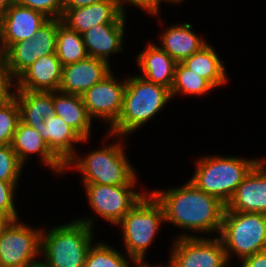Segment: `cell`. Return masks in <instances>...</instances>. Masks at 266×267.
Returning a JSON list of instances; mask_svg holds the SVG:
<instances>
[{
	"instance_id": "obj_7",
	"label": "cell",
	"mask_w": 266,
	"mask_h": 267,
	"mask_svg": "<svg viewBox=\"0 0 266 267\" xmlns=\"http://www.w3.org/2000/svg\"><path fill=\"white\" fill-rule=\"evenodd\" d=\"M162 222H165L163 206L151 192H146L117 224L122 229L126 255L133 260H144Z\"/></svg>"
},
{
	"instance_id": "obj_15",
	"label": "cell",
	"mask_w": 266,
	"mask_h": 267,
	"mask_svg": "<svg viewBox=\"0 0 266 267\" xmlns=\"http://www.w3.org/2000/svg\"><path fill=\"white\" fill-rule=\"evenodd\" d=\"M109 63L92 57L62 67L60 92L82 96L112 70Z\"/></svg>"
},
{
	"instance_id": "obj_30",
	"label": "cell",
	"mask_w": 266,
	"mask_h": 267,
	"mask_svg": "<svg viewBox=\"0 0 266 267\" xmlns=\"http://www.w3.org/2000/svg\"><path fill=\"white\" fill-rule=\"evenodd\" d=\"M23 168L12 146L0 144V180L18 183Z\"/></svg>"
},
{
	"instance_id": "obj_9",
	"label": "cell",
	"mask_w": 266,
	"mask_h": 267,
	"mask_svg": "<svg viewBox=\"0 0 266 267\" xmlns=\"http://www.w3.org/2000/svg\"><path fill=\"white\" fill-rule=\"evenodd\" d=\"M166 267H225L228 265L222 240L182 234L174 238Z\"/></svg>"
},
{
	"instance_id": "obj_35",
	"label": "cell",
	"mask_w": 266,
	"mask_h": 267,
	"mask_svg": "<svg viewBox=\"0 0 266 267\" xmlns=\"http://www.w3.org/2000/svg\"><path fill=\"white\" fill-rule=\"evenodd\" d=\"M125 1V2H124ZM118 3L123 11L124 9V3H130V5L137 6L138 8L147 11V14L153 15V0H118Z\"/></svg>"
},
{
	"instance_id": "obj_4",
	"label": "cell",
	"mask_w": 266,
	"mask_h": 267,
	"mask_svg": "<svg viewBox=\"0 0 266 267\" xmlns=\"http://www.w3.org/2000/svg\"><path fill=\"white\" fill-rule=\"evenodd\" d=\"M120 142L106 145L100 149L80 157L73 156L66 164V169L70 166L79 170L82 174L83 183H93L101 185H135L137 182V172L123 152L121 144L123 137L118 136ZM133 167V168H132Z\"/></svg>"
},
{
	"instance_id": "obj_14",
	"label": "cell",
	"mask_w": 266,
	"mask_h": 267,
	"mask_svg": "<svg viewBox=\"0 0 266 267\" xmlns=\"http://www.w3.org/2000/svg\"><path fill=\"white\" fill-rule=\"evenodd\" d=\"M266 160L251 169L239 184L225 210L266 214Z\"/></svg>"
},
{
	"instance_id": "obj_33",
	"label": "cell",
	"mask_w": 266,
	"mask_h": 267,
	"mask_svg": "<svg viewBox=\"0 0 266 267\" xmlns=\"http://www.w3.org/2000/svg\"><path fill=\"white\" fill-rule=\"evenodd\" d=\"M9 72V66L5 54L0 57V91H10V88L15 86L16 82Z\"/></svg>"
},
{
	"instance_id": "obj_8",
	"label": "cell",
	"mask_w": 266,
	"mask_h": 267,
	"mask_svg": "<svg viewBox=\"0 0 266 267\" xmlns=\"http://www.w3.org/2000/svg\"><path fill=\"white\" fill-rule=\"evenodd\" d=\"M17 219L0 235V267H36L41 255V229ZM35 259V260H34Z\"/></svg>"
},
{
	"instance_id": "obj_16",
	"label": "cell",
	"mask_w": 266,
	"mask_h": 267,
	"mask_svg": "<svg viewBox=\"0 0 266 267\" xmlns=\"http://www.w3.org/2000/svg\"><path fill=\"white\" fill-rule=\"evenodd\" d=\"M125 13L118 0H103L89 6L66 10L61 22L82 35L95 25L117 23Z\"/></svg>"
},
{
	"instance_id": "obj_22",
	"label": "cell",
	"mask_w": 266,
	"mask_h": 267,
	"mask_svg": "<svg viewBox=\"0 0 266 267\" xmlns=\"http://www.w3.org/2000/svg\"><path fill=\"white\" fill-rule=\"evenodd\" d=\"M160 35L162 50L166 51L177 63L200 51L208 43L192 30L190 23L167 27Z\"/></svg>"
},
{
	"instance_id": "obj_39",
	"label": "cell",
	"mask_w": 266,
	"mask_h": 267,
	"mask_svg": "<svg viewBox=\"0 0 266 267\" xmlns=\"http://www.w3.org/2000/svg\"><path fill=\"white\" fill-rule=\"evenodd\" d=\"M14 0H0V17L5 13Z\"/></svg>"
},
{
	"instance_id": "obj_21",
	"label": "cell",
	"mask_w": 266,
	"mask_h": 267,
	"mask_svg": "<svg viewBox=\"0 0 266 267\" xmlns=\"http://www.w3.org/2000/svg\"><path fill=\"white\" fill-rule=\"evenodd\" d=\"M136 60L142 78L172 89L177 62L166 51L151 43L139 53Z\"/></svg>"
},
{
	"instance_id": "obj_26",
	"label": "cell",
	"mask_w": 266,
	"mask_h": 267,
	"mask_svg": "<svg viewBox=\"0 0 266 267\" xmlns=\"http://www.w3.org/2000/svg\"><path fill=\"white\" fill-rule=\"evenodd\" d=\"M56 55L62 66L88 57L82 35L71 30L57 19Z\"/></svg>"
},
{
	"instance_id": "obj_10",
	"label": "cell",
	"mask_w": 266,
	"mask_h": 267,
	"mask_svg": "<svg viewBox=\"0 0 266 267\" xmlns=\"http://www.w3.org/2000/svg\"><path fill=\"white\" fill-rule=\"evenodd\" d=\"M88 202L95 214L116 225L146 194L135 192V185L83 183Z\"/></svg>"
},
{
	"instance_id": "obj_38",
	"label": "cell",
	"mask_w": 266,
	"mask_h": 267,
	"mask_svg": "<svg viewBox=\"0 0 266 267\" xmlns=\"http://www.w3.org/2000/svg\"><path fill=\"white\" fill-rule=\"evenodd\" d=\"M13 220L6 214L0 213V235L10 225Z\"/></svg>"
},
{
	"instance_id": "obj_36",
	"label": "cell",
	"mask_w": 266,
	"mask_h": 267,
	"mask_svg": "<svg viewBox=\"0 0 266 267\" xmlns=\"http://www.w3.org/2000/svg\"><path fill=\"white\" fill-rule=\"evenodd\" d=\"M103 0H62L63 13L69 9L85 7Z\"/></svg>"
},
{
	"instance_id": "obj_11",
	"label": "cell",
	"mask_w": 266,
	"mask_h": 267,
	"mask_svg": "<svg viewBox=\"0 0 266 267\" xmlns=\"http://www.w3.org/2000/svg\"><path fill=\"white\" fill-rule=\"evenodd\" d=\"M57 19H49L28 40L12 44L5 52L9 72L17 79L38 58L56 53Z\"/></svg>"
},
{
	"instance_id": "obj_1",
	"label": "cell",
	"mask_w": 266,
	"mask_h": 267,
	"mask_svg": "<svg viewBox=\"0 0 266 267\" xmlns=\"http://www.w3.org/2000/svg\"><path fill=\"white\" fill-rule=\"evenodd\" d=\"M151 193L163 206L165 222L187 231L220 234L226 204L190 180L181 187Z\"/></svg>"
},
{
	"instance_id": "obj_2",
	"label": "cell",
	"mask_w": 266,
	"mask_h": 267,
	"mask_svg": "<svg viewBox=\"0 0 266 267\" xmlns=\"http://www.w3.org/2000/svg\"><path fill=\"white\" fill-rule=\"evenodd\" d=\"M95 217L75 219L68 224L42 230L40 262L42 267H84L87 253L94 242Z\"/></svg>"
},
{
	"instance_id": "obj_17",
	"label": "cell",
	"mask_w": 266,
	"mask_h": 267,
	"mask_svg": "<svg viewBox=\"0 0 266 267\" xmlns=\"http://www.w3.org/2000/svg\"><path fill=\"white\" fill-rule=\"evenodd\" d=\"M62 67L56 53L40 57L16 79L15 90L58 91Z\"/></svg>"
},
{
	"instance_id": "obj_27",
	"label": "cell",
	"mask_w": 266,
	"mask_h": 267,
	"mask_svg": "<svg viewBox=\"0 0 266 267\" xmlns=\"http://www.w3.org/2000/svg\"><path fill=\"white\" fill-rule=\"evenodd\" d=\"M214 87L196 73L190 71L181 62L176 63L174 83L171 89V96L177 93L185 95H204Z\"/></svg>"
},
{
	"instance_id": "obj_19",
	"label": "cell",
	"mask_w": 266,
	"mask_h": 267,
	"mask_svg": "<svg viewBox=\"0 0 266 267\" xmlns=\"http://www.w3.org/2000/svg\"><path fill=\"white\" fill-rule=\"evenodd\" d=\"M11 146L23 165L28 160V155L37 153L42 160L40 162L50 167L55 174L61 175L66 171L65 164L50 150L40 133L21 121L17 125Z\"/></svg>"
},
{
	"instance_id": "obj_32",
	"label": "cell",
	"mask_w": 266,
	"mask_h": 267,
	"mask_svg": "<svg viewBox=\"0 0 266 267\" xmlns=\"http://www.w3.org/2000/svg\"><path fill=\"white\" fill-rule=\"evenodd\" d=\"M16 187L17 183L0 180V213L8 215L13 221L19 219L14 201Z\"/></svg>"
},
{
	"instance_id": "obj_41",
	"label": "cell",
	"mask_w": 266,
	"mask_h": 267,
	"mask_svg": "<svg viewBox=\"0 0 266 267\" xmlns=\"http://www.w3.org/2000/svg\"><path fill=\"white\" fill-rule=\"evenodd\" d=\"M14 93L11 91H0V105L9 97H12Z\"/></svg>"
},
{
	"instance_id": "obj_6",
	"label": "cell",
	"mask_w": 266,
	"mask_h": 267,
	"mask_svg": "<svg viewBox=\"0 0 266 267\" xmlns=\"http://www.w3.org/2000/svg\"><path fill=\"white\" fill-rule=\"evenodd\" d=\"M219 238L228 261L231 254H236L240 261L265 251L266 214L225 210Z\"/></svg>"
},
{
	"instance_id": "obj_42",
	"label": "cell",
	"mask_w": 266,
	"mask_h": 267,
	"mask_svg": "<svg viewBox=\"0 0 266 267\" xmlns=\"http://www.w3.org/2000/svg\"><path fill=\"white\" fill-rule=\"evenodd\" d=\"M4 54L2 47H1V43H0V57Z\"/></svg>"
},
{
	"instance_id": "obj_28",
	"label": "cell",
	"mask_w": 266,
	"mask_h": 267,
	"mask_svg": "<svg viewBox=\"0 0 266 267\" xmlns=\"http://www.w3.org/2000/svg\"><path fill=\"white\" fill-rule=\"evenodd\" d=\"M130 260L134 261L131 257L126 258L118 250L101 242L92 244L87 253L84 267H128Z\"/></svg>"
},
{
	"instance_id": "obj_25",
	"label": "cell",
	"mask_w": 266,
	"mask_h": 267,
	"mask_svg": "<svg viewBox=\"0 0 266 267\" xmlns=\"http://www.w3.org/2000/svg\"><path fill=\"white\" fill-rule=\"evenodd\" d=\"M181 63L199 77L207 80L214 88L222 86L228 80L226 67L209 43Z\"/></svg>"
},
{
	"instance_id": "obj_5",
	"label": "cell",
	"mask_w": 266,
	"mask_h": 267,
	"mask_svg": "<svg viewBox=\"0 0 266 267\" xmlns=\"http://www.w3.org/2000/svg\"><path fill=\"white\" fill-rule=\"evenodd\" d=\"M259 161L258 158L249 160L235 156L200 157L190 181L198 189L227 204L239 184Z\"/></svg>"
},
{
	"instance_id": "obj_37",
	"label": "cell",
	"mask_w": 266,
	"mask_h": 267,
	"mask_svg": "<svg viewBox=\"0 0 266 267\" xmlns=\"http://www.w3.org/2000/svg\"><path fill=\"white\" fill-rule=\"evenodd\" d=\"M161 1H165L168 2L170 4L174 3V4H178V3H182L183 0H153V16H158L160 15L159 11H160V3Z\"/></svg>"
},
{
	"instance_id": "obj_3",
	"label": "cell",
	"mask_w": 266,
	"mask_h": 267,
	"mask_svg": "<svg viewBox=\"0 0 266 267\" xmlns=\"http://www.w3.org/2000/svg\"><path fill=\"white\" fill-rule=\"evenodd\" d=\"M172 98L171 90L141 76L126 77L123 106L118 120L109 128V136L126 137L152 120Z\"/></svg>"
},
{
	"instance_id": "obj_23",
	"label": "cell",
	"mask_w": 266,
	"mask_h": 267,
	"mask_svg": "<svg viewBox=\"0 0 266 267\" xmlns=\"http://www.w3.org/2000/svg\"><path fill=\"white\" fill-rule=\"evenodd\" d=\"M53 105L55 115L59 116L83 139L90 138L92 118L89 116L81 96L54 91Z\"/></svg>"
},
{
	"instance_id": "obj_20",
	"label": "cell",
	"mask_w": 266,
	"mask_h": 267,
	"mask_svg": "<svg viewBox=\"0 0 266 267\" xmlns=\"http://www.w3.org/2000/svg\"><path fill=\"white\" fill-rule=\"evenodd\" d=\"M38 131L50 150L66 164L76 154L74 145L87 142L74 129L67 125L59 116L47 117L39 127H32Z\"/></svg>"
},
{
	"instance_id": "obj_18",
	"label": "cell",
	"mask_w": 266,
	"mask_h": 267,
	"mask_svg": "<svg viewBox=\"0 0 266 267\" xmlns=\"http://www.w3.org/2000/svg\"><path fill=\"white\" fill-rule=\"evenodd\" d=\"M125 17L124 15L117 23L95 25L82 34L88 57L109 63L108 58L112 54L123 50Z\"/></svg>"
},
{
	"instance_id": "obj_24",
	"label": "cell",
	"mask_w": 266,
	"mask_h": 267,
	"mask_svg": "<svg viewBox=\"0 0 266 267\" xmlns=\"http://www.w3.org/2000/svg\"><path fill=\"white\" fill-rule=\"evenodd\" d=\"M20 109V121L39 127L47 117L55 115L53 92L16 90L13 95Z\"/></svg>"
},
{
	"instance_id": "obj_40",
	"label": "cell",
	"mask_w": 266,
	"mask_h": 267,
	"mask_svg": "<svg viewBox=\"0 0 266 267\" xmlns=\"http://www.w3.org/2000/svg\"><path fill=\"white\" fill-rule=\"evenodd\" d=\"M145 261L144 260H134L133 261V263L134 264H136L135 266H133V267H164V265H156V266H153V265H151L150 266V264H148V262L146 263H144ZM128 267H130V264H129V266Z\"/></svg>"
},
{
	"instance_id": "obj_34",
	"label": "cell",
	"mask_w": 266,
	"mask_h": 267,
	"mask_svg": "<svg viewBox=\"0 0 266 267\" xmlns=\"http://www.w3.org/2000/svg\"><path fill=\"white\" fill-rule=\"evenodd\" d=\"M241 267H266V250L241 260Z\"/></svg>"
},
{
	"instance_id": "obj_31",
	"label": "cell",
	"mask_w": 266,
	"mask_h": 267,
	"mask_svg": "<svg viewBox=\"0 0 266 267\" xmlns=\"http://www.w3.org/2000/svg\"><path fill=\"white\" fill-rule=\"evenodd\" d=\"M20 6L39 11L50 19H61L62 0H14Z\"/></svg>"
},
{
	"instance_id": "obj_13",
	"label": "cell",
	"mask_w": 266,
	"mask_h": 267,
	"mask_svg": "<svg viewBox=\"0 0 266 267\" xmlns=\"http://www.w3.org/2000/svg\"><path fill=\"white\" fill-rule=\"evenodd\" d=\"M50 18L13 2L0 17V43L3 52L12 44L31 39Z\"/></svg>"
},
{
	"instance_id": "obj_12",
	"label": "cell",
	"mask_w": 266,
	"mask_h": 267,
	"mask_svg": "<svg viewBox=\"0 0 266 267\" xmlns=\"http://www.w3.org/2000/svg\"><path fill=\"white\" fill-rule=\"evenodd\" d=\"M112 73L111 71L81 96L89 116L108 121L110 127L120 116L126 88V79L118 81Z\"/></svg>"
},
{
	"instance_id": "obj_29",
	"label": "cell",
	"mask_w": 266,
	"mask_h": 267,
	"mask_svg": "<svg viewBox=\"0 0 266 267\" xmlns=\"http://www.w3.org/2000/svg\"><path fill=\"white\" fill-rule=\"evenodd\" d=\"M20 121V109L14 96L0 105V144L11 145L17 125Z\"/></svg>"
}]
</instances>
